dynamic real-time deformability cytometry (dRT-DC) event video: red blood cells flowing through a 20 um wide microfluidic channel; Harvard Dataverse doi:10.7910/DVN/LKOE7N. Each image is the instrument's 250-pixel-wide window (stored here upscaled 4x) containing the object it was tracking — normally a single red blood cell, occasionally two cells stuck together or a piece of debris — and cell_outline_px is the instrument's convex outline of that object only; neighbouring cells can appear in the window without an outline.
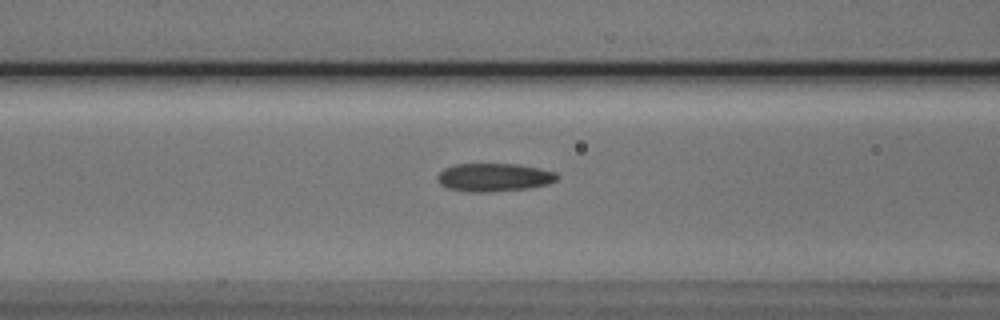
{"species": "Egyptian fruit bat (a non-hibernating species)", "species_latin": "Rousettus aegyptiacus", "temperature_condition": "cold", "stored_images_in_passage": 30, "camera_frame_rate_fps": 3000, "um_per_image_px": 0.085, "animal": {"sex": "male"}, "frame": {"image": 1, "passage_image": 7, "time_ms": 2.0, "image_size_px": [1000, 320], "cell_outline_px": [[560, 176], [556, 180], [548, 184], [528, 188], [488, 192], [468, 192], [448, 188], [440, 184], [436, 180], [436, 176], [444, 168], [456, 164], [516, 164], [540, 168], [556, 172]], "centroid_in_image_um": [41.98, 15.07], "position_along_channel_um": 124.6, "area_um2": 19.77}}
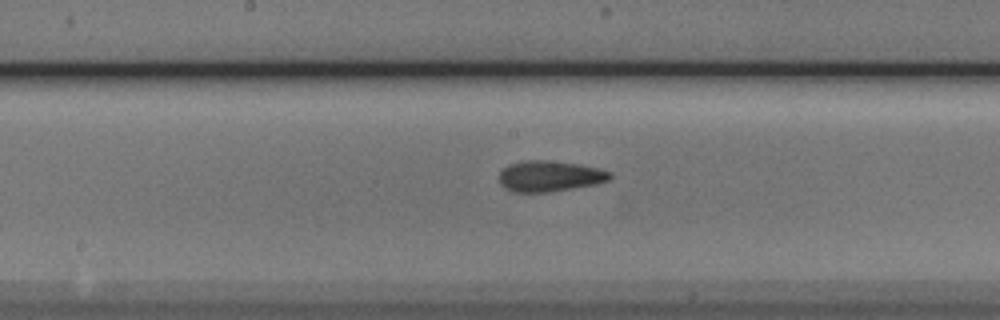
{"frame": {"image": 2, "passage_image": 13, "time_ms": 4.0, "image_size_px": [1000, 320], "cell_outline_px": [[612, 176], [608, 180], [596, 184], [548, 192], [512, 192], [504, 188], [500, 184], [500, 172], [508, 164], [524, 160], [548, 160], [580, 164], [612, 172]], "centroid_in_image_um": [46.7, 14.97], "position_along_channel_um": 201.5, "area_um2": 19.94}}
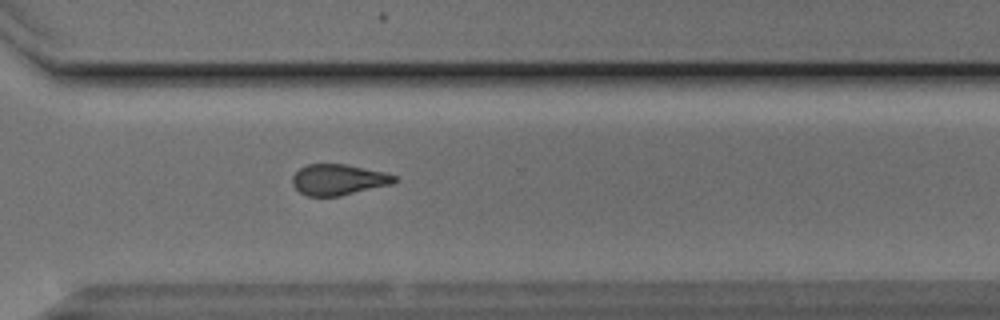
{"frame": {"image": 3, "passage_image": 24, "time_ms": 7.667, "image_size_px": [1000, 320], "cell_outline_px": [[396, 180], [392, 184], [340, 196], [308, 196], [300, 192], [292, 184], [292, 176], [300, 168], [308, 164], [344, 164], [384, 172], [396, 176]], "centroid_in_image_um": [28.75, 15.27], "position_along_channel_um": 341.9, "area_um2": 18.21}}